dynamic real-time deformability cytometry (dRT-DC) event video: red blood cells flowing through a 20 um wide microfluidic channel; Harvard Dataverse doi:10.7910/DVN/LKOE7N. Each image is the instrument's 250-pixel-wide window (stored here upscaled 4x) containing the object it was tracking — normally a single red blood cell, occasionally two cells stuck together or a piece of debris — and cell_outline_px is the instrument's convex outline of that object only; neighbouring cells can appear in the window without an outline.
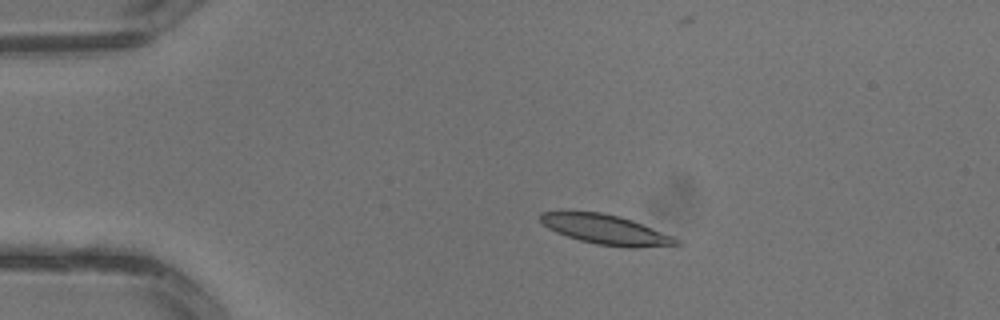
{"species": "common noctule bat (a hibernating species)", "species_latin": "Nyctalus noctula", "temperature_condition": "warm", "stored_images_in_passage": 3, "camera_frame_rate_fps": 3000, "um_per_image_px": 0.085, "animal": {"sex": "male", "body_mass_g": 13.3}, "frame": {"image": 1, "passage_image": 2, "time_ms": 0.333, "image_size_px": [1000, 320], "cell_outline_px": [[684, 244], [636, 248], [628, 248], [596, 244], [580, 240], [556, 232], [548, 228], [540, 220], [540, 212], [600, 212], [620, 216], [632, 220], [684, 240]], "centroid_in_image_um": [51.59, 19.53], "position_along_channel_um": 33.4, "area_um2": 23.52}}
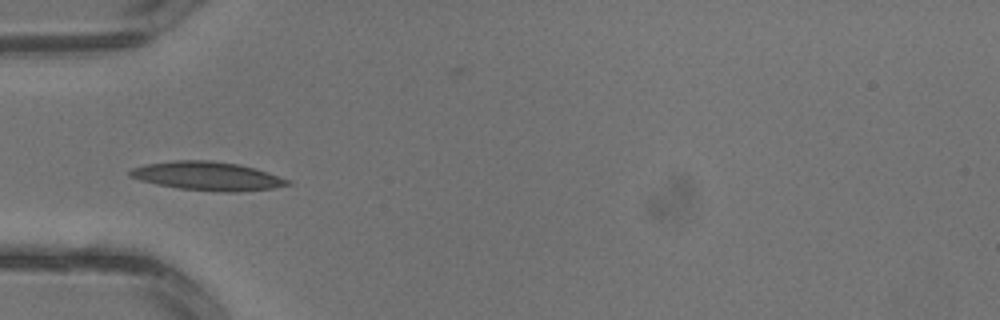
{"frame": {"image": 2, "passage_image": 3, "time_ms": 0.667, "image_size_px": [1000, 320], "cell_outline_px": [[292, 184], [272, 188], [236, 192], [224, 192], [180, 188], [156, 184], [140, 180], [128, 176], [128, 172], [132, 168], [144, 164], [172, 160], [212, 160], [240, 164], [268, 172], [292, 180]], "centroid_in_image_um": [17.64, 14.95], "position_along_channel_um": 67.4, "area_um2": 26.47}}